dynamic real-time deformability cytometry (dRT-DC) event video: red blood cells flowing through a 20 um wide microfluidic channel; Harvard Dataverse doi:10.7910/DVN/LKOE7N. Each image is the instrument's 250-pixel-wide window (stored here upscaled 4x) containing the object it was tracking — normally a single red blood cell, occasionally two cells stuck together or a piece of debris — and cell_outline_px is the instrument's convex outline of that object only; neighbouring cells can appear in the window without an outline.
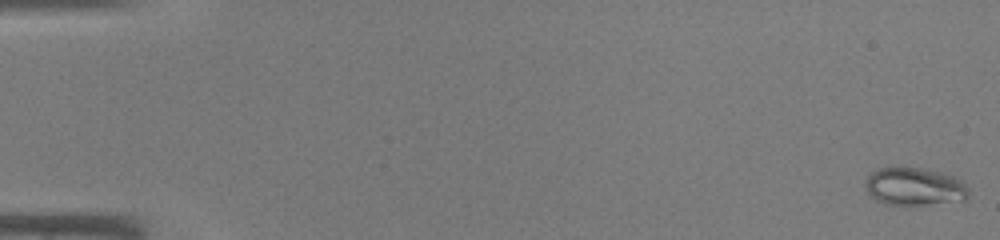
{"species": "common noctule bat (a hibernating species)", "species_latin": "Nyctalus noctula", "temperature_condition": "warm", "stored_images_in_passage": 45, "camera_frame_rate_fps": 3000, "um_per_image_px": 0.085, "animal": {"sex": "male", "body_mass_g": 19.0, "forearm_length_mm": 50.8}, "frame": {"image": 1, "passage_image": 1, "time_ms": 0.0, "image_size_px": [1000, 240], "cell_outline_px": [[968, 196], [964, 200], [924, 204], [884, 204], [876, 200], [864, 188], [864, 184], [868, 176], [876, 168], [900, 164], [924, 168], [940, 172], [952, 176], [960, 180], [968, 188]], "centroid_in_image_um": [77.66, 15.8], "position_along_channel_um": 7.3, "area_um2": 23.18}}
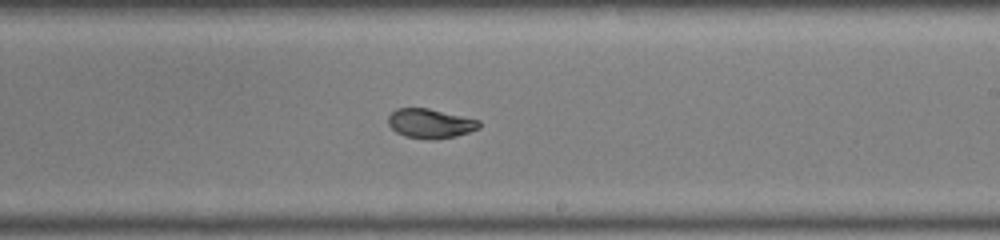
{"frame": {"image": 2, "passage_image": 28, "time_ms": 9.0, "image_size_px": [1000, 240], "cell_outline_px": [[480, 128], [456, 136], [432, 140], [404, 136], [396, 132], [388, 124], [388, 116], [396, 108], [428, 108], [480, 120]], "centroid_in_image_um": [36.57, 10.49], "position_along_channel_um": 252.4, "area_um2": 15.61}}
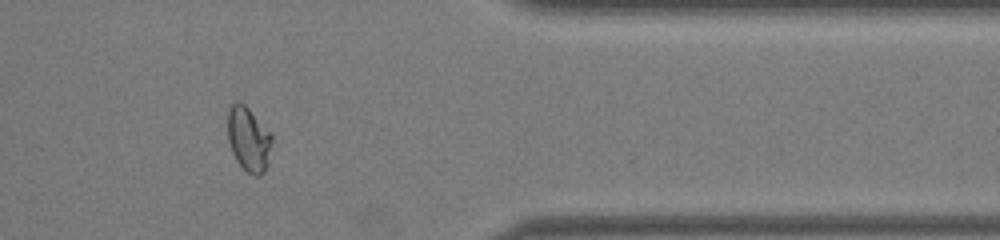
{"frame": {"image": 3, "passage_image": 38, "time_ms": 12.333, "image_size_px": [1000, 240], "cell_outline_px": [[272, 140], [268, 164], [264, 172], [260, 176], [252, 176], [236, 160], [232, 152], [228, 140], [228, 108], [236, 100], [244, 104], [272, 132]], "centroid_in_image_um": [21.15, 11.82], "position_along_channel_um": 390.3, "area_um2": 16.82}}